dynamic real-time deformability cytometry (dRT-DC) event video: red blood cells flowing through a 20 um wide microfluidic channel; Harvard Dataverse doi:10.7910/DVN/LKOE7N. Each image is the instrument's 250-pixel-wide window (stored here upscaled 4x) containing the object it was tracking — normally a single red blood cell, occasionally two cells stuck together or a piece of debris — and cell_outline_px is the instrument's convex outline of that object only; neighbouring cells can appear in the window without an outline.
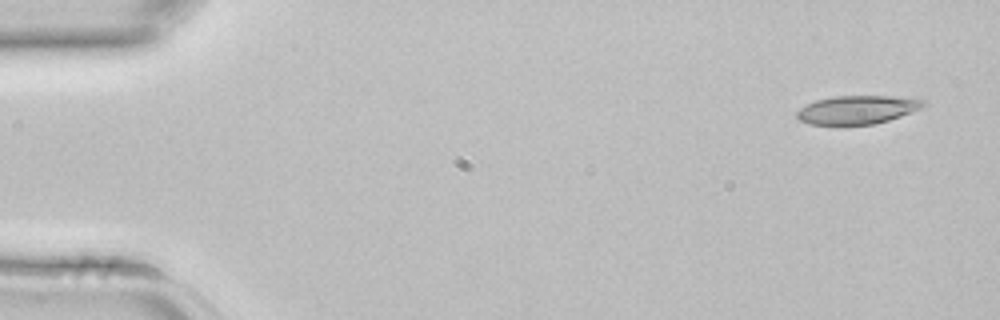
{"species": "common noctule bat (a hibernating species)", "species_latin": "Nyctalus noctula", "temperature_condition": "room temperature", "stored_images_in_passage": 3, "camera_frame_rate_fps": 3000, "um_per_image_px": 0.085, "animal": {"sex": "female", "body_mass_g": 22.7, "forearm_length_mm": 54.2}, "frame": {"image": 1, "passage_image": 1, "time_ms": 0.0, "image_size_px": [1000, 320], "cell_outline_px": [[928, 104], [924, 108], [876, 124], [808, 124], [800, 120], [796, 116], [796, 112], [800, 108], [816, 100], [832, 96], [892, 96], [924, 100]], "centroid_in_image_um": [72.9, 9.32], "position_along_channel_um": 12.1, "area_um2": 20.92}}